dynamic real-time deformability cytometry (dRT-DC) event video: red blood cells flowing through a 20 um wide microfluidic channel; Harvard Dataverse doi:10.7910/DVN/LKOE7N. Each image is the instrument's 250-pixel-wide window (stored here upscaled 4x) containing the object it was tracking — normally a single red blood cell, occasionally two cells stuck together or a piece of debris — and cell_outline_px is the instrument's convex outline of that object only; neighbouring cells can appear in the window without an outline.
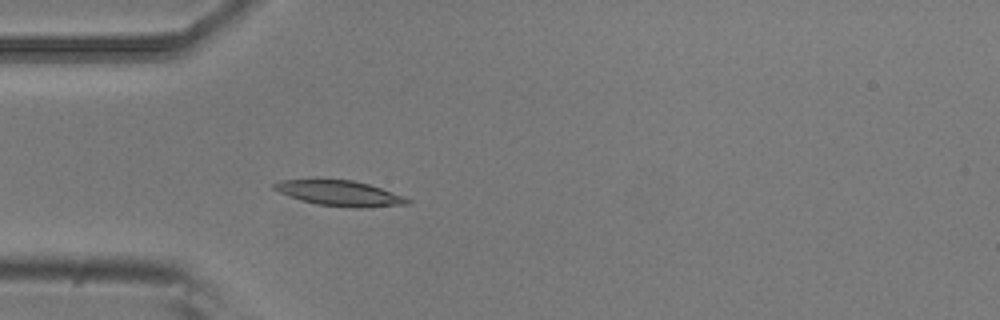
{"species": "common noctule bat (a hibernating species)", "species_latin": "Nyctalus noctula", "temperature_condition": "room temperature", "stored_images_in_passage": 5, "camera_frame_rate_fps": 3000, "um_per_image_px": 0.085, "animal": {"sex": "male", "body_mass_g": 20.5, "forearm_length_mm": 52.5}, "frame": {"image": 1, "passage_image": 5, "time_ms": 1.333, "image_size_px": [1000, 320], "cell_outline_px": [[412, 204], [372, 208], [352, 208], [316, 204], [300, 200], [280, 192], [272, 188], [272, 184], [280, 180], [352, 180], [368, 184], [404, 196], [412, 200]], "centroid_in_image_um": [28.94, 16.45], "position_along_channel_um": 56.1, "area_um2": 19.77}}